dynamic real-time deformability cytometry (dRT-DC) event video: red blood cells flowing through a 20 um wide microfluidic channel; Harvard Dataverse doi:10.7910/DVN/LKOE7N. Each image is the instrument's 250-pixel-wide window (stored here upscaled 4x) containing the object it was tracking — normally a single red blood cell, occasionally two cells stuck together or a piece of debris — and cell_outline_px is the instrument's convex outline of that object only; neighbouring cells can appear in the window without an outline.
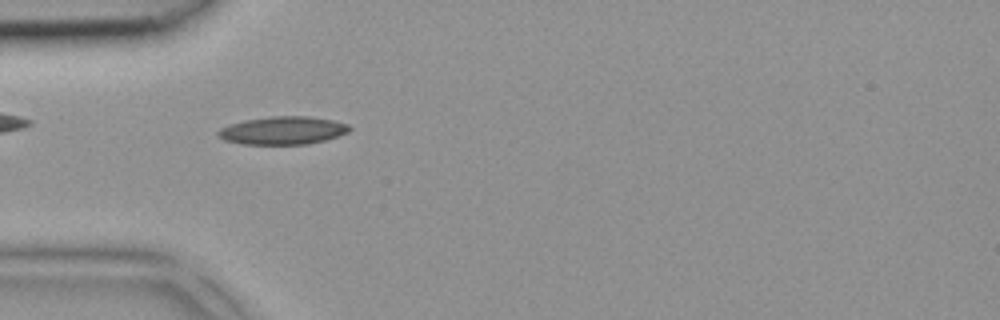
{"species": "common noctule bat (a hibernating species)", "species_latin": "Nyctalus noctula", "temperature_condition": "room temperature", "stored_images_in_passage": 5, "camera_frame_rate_fps": 3000, "um_per_image_px": 0.085, "animal": {"sex": "female", "body_mass_g": 18.4}, "frame": {"image": 1, "passage_image": 5, "time_ms": 1.333, "image_size_px": [1000, 320], "cell_outline_px": [[352, 128], [348, 132], [324, 140], [308, 144], [240, 144], [224, 140], [216, 136], [216, 132], [220, 128], [228, 124], [244, 120], [272, 116], [308, 116], [332, 120], [348, 124]], "centroid_in_image_um": [23.98, 11.09], "position_along_channel_um": 61.0, "area_um2": 21.5}}